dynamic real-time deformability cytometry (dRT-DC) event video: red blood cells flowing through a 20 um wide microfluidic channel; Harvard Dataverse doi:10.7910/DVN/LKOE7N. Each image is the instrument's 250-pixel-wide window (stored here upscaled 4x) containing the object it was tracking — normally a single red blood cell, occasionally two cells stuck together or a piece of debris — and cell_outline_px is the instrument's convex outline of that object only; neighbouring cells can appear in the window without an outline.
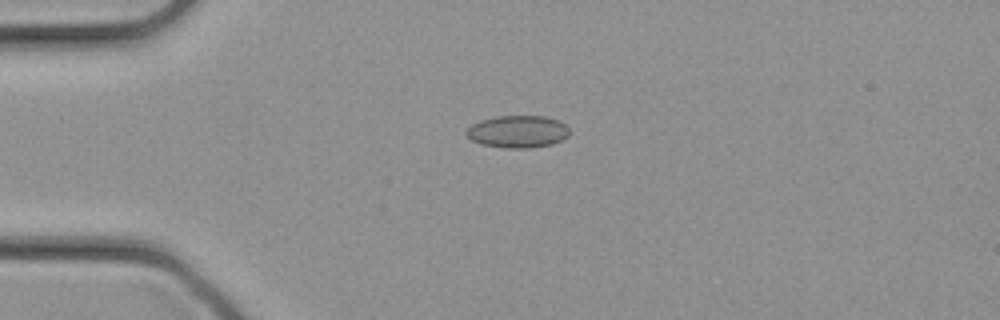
{"species": "common noctule bat (a hibernating species)", "species_latin": "Nyctalus noctula", "temperature_condition": "cold", "stored_images_in_passage": 11, "camera_frame_rate_fps": 3000, "um_per_image_px": 0.085, "animal": {"sex": "female", "body_mass_g": 21.9}, "frame": {"image": 1, "passage_image": 7, "time_ms": 2.0, "image_size_px": [1000, 320], "cell_outline_px": [[568, 136], [552, 144], [532, 148], [504, 148], [480, 144], [472, 140], [464, 132], [472, 124], [480, 120], [496, 116], [544, 116], [556, 120], [564, 124], [568, 128]], "centroid_in_image_um": [43.97, 11.19], "position_along_channel_um": 41.0, "area_um2": 19.36}}
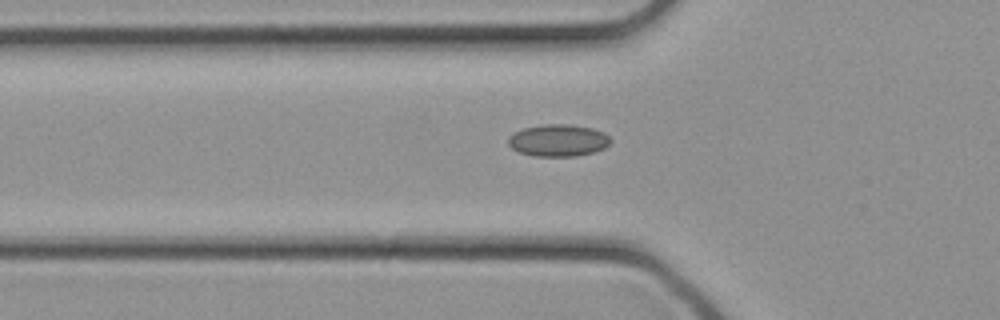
{"frame": {"image": 2, "passage_image": 10, "time_ms": 3.0, "image_size_px": [1000, 320], "cell_outline_px": [[612, 140], [604, 148], [596, 152], [576, 156], [532, 156], [520, 152], [512, 148], [508, 144], [508, 136], [524, 128], [544, 124], [568, 124], [592, 128], [604, 132]], "centroid_in_image_um": [47.46, 11.94], "position_along_channel_um": 78.3, "area_um2": 19.13}}